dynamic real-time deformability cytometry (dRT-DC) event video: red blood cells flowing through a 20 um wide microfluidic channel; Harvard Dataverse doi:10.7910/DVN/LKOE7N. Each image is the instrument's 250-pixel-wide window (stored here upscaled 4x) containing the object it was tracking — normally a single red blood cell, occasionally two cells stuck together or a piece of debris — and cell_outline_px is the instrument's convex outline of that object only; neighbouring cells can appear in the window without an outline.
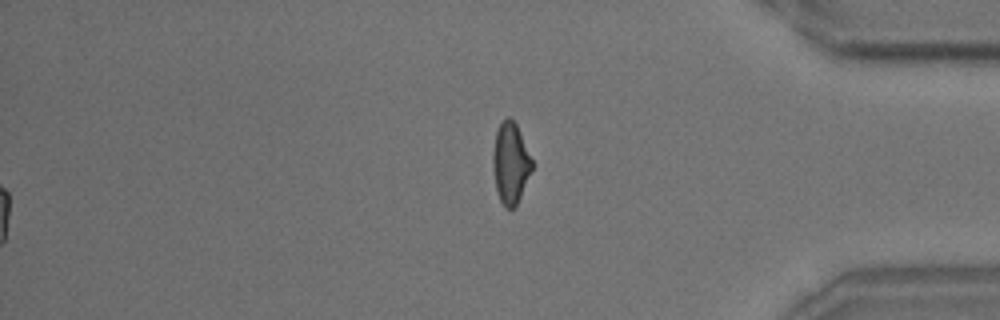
{"species": "common noctule bat (a hibernating species)", "species_latin": "Nyctalus noctula", "temperature_condition": "room temperature", "stored_images_in_passage": 59, "segment_of_instrument_passage": [2, 2], "camera_frame_rate_fps": 3000, "um_per_image_px": 0.085, "animal": {"sex": "male", "body_mass_g": 18.8}, "frame": {"image": 1, "passage_image": 59, "time_ms": 19.333, "image_size_px": [1000, 320], "cell_outline_px": [[532, 168], [520, 196], [516, 204], [512, 208], [504, 208], [500, 200], [496, 188], [492, 168], [492, 156], [496, 132], [500, 124], [508, 116], [516, 124], [532, 160]], "centroid_in_image_um": [43.37, 13.87], "position_along_channel_um": 391.8, "area_um2": 18.03}}